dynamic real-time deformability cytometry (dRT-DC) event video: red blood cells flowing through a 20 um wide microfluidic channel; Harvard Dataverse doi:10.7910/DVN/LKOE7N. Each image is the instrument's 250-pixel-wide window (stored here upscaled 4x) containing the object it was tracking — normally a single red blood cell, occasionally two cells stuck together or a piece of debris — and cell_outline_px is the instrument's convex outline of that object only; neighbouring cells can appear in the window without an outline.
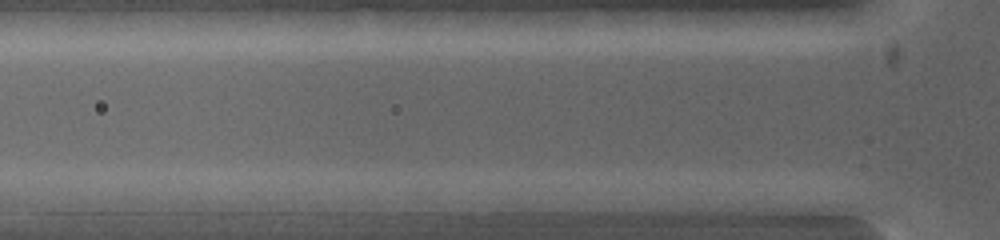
{"species": "common noctule bat (a hibernating species)", "species_latin": "Nyctalus noctula", "temperature_condition": "warm", "stored_images_in_passage": 3, "camera_frame_rate_fps": 5000, "um_per_image_px": 0.085, "animal": {"sex": "female", "body_mass_g": 19.0, "forearm_length_mm": 53.3}, "frame": {"image": 1, "passage_image": 2, "time_ms": 0.4, "image_size_px": [1000, 240], "cell_outline_px": [[600, 200], [572, 208], [552, 212], [496, 212], [492, 200], [520, 192], [576, 192]], "centroid_in_image_um": [45.98, 17.16], "position_along_channel_um": 79.8, "area_um2": 12.02}}